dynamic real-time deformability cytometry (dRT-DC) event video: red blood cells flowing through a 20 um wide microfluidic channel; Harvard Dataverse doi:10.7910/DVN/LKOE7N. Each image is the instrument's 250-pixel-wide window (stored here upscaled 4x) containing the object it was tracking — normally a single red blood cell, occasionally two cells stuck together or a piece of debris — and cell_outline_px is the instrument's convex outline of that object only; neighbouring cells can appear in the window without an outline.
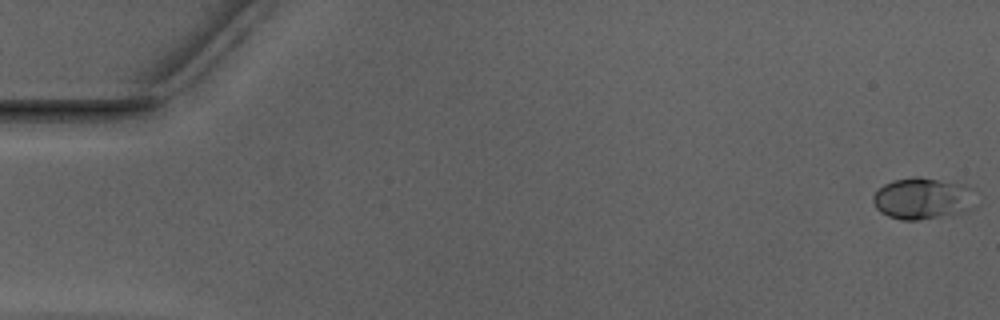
{"species": "Egyptian fruit bat (a non-hibernating species)", "species_latin": "Rousettus aegyptiacus", "temperature_condition": "warm", "stored_images_in_passage": 53, "camera_frame_rate_fps": 3000, "um_per_image_px": 0.085, "animal": {"sex": "male"}, "frame": {"image": 1, "passage_image": 1, "time_ms": 0.0, "image_size_px": [1000, 320], "cell_outline_px": [[972, 188], [968, 208], [964, 212], [916, 220], [900, 220], [888, 216], [880, 212], [876, 208], [872, 200], [872, 196], [884, 184], [892, 180], [916, 176], [920, 176], [964, 184]], "centroid_in_image_um": [78.32, 16.85], "position_along_channel_um": 6.7, "area_um2": 24.45}}
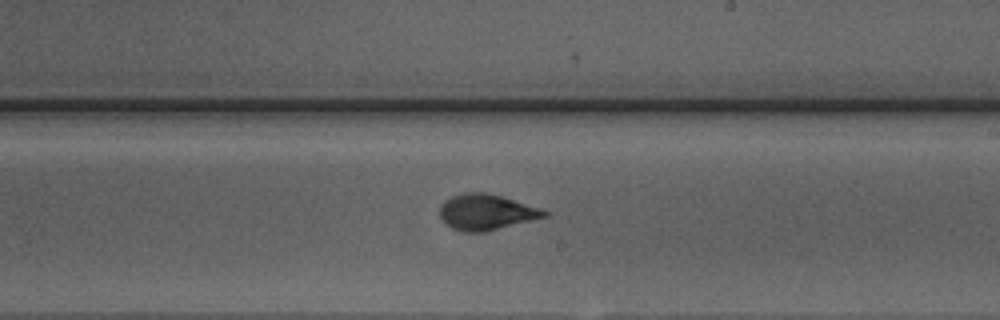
{"frame": {"image": 2, "passage_image": 31, "time_ms": 10.0, "image_size_px": [1000, 320], "cell_outline_px": [[552, 212], [548, 216], [488, 232], [460, 232], [444, 224], [440, 216], [440, 204], [444, 200], [452, 196], [468, 192], [488, 192], [540, 208]], "centroid_in_image_um": [41.33, 18.04], "position_along_channel_um": 247.7, "area_um2": 22.14}}
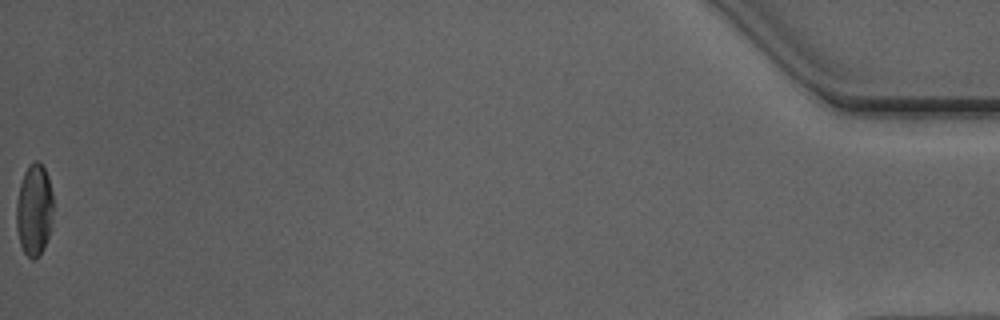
{"frame": {"image": 3, "passage_image": 53, "time_ms": 17.333, "image_size_px": [1000, 320], "cell_outline_px": [[52, 220], [48, 236], [44, 248], [32, 260], [24, 252], [20, 244], [16, 228], [16, 204], [20, 184], [24, 172], [28, 164], [36, 160], [44, 168], [48, 176], [52, 192]], "centroid_in_image_um": [2.89, 17.82], "position_along_channel_um": 432.3, "area_um2": 19.65}, "authors_computed_cell_mechanics": {"area_um2": 21.6172, "velocity_mm_per_s": 3.9353, "shape_relaxation_time_tau1_ms": 5.837, "shape_relaxation_time_tau2_ms": 0.7486, "deformation_change_tau1": 0.1993, "deformation_change_tau2": 0.0597}}